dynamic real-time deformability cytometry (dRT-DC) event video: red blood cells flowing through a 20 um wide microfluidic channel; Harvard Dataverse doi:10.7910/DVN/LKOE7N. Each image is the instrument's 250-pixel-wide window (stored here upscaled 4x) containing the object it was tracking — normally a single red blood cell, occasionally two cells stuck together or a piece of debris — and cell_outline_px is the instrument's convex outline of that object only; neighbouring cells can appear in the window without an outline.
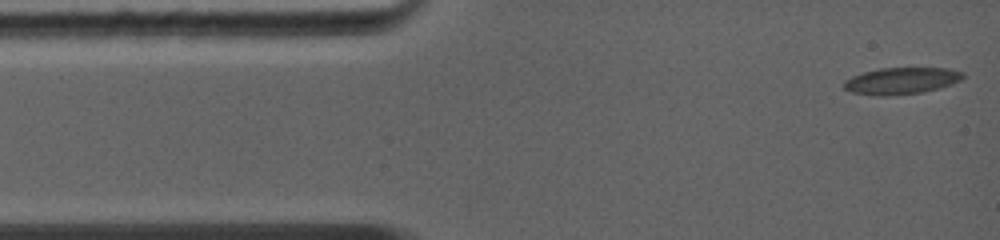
{"species": "common noctule bat (a hibernating species)", "species_latin": "Nyctalus noctula", "temperature_condition": "warm", "stored_images_in_passage": 8, "camera_frame_rate_fps": 5000, "um_per_image_px": 0.085, "animal": {"sex": "female", "body_mass_g": 19.0, "forearm_length_mm": 56.7}, "frame": {"image": 1, "passage_image": 1, "time_ms": 0.0, "image_size_px": [1000, 240], "cell_outline_px": [[964, 76], [960, 80], [940, 88], [924, 92], [884, 96], [876, 96], [852, 92], [844, 88], [844, 80], [852, 76], [864, 72], [880, 68], [948, 68], [964, 72]], "centroid_in_image_um": [76.62, 6.87], "position_along_channel_um": 8.4, "area_um2": 18.5}}
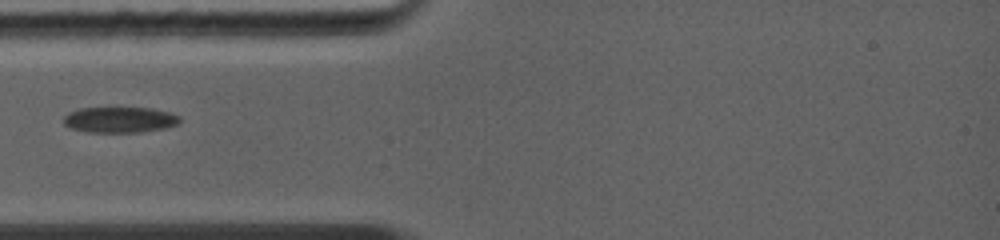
{"frame": {"image": 2, "passage_image": 5, "time_ms": 3.2, "image_size_px": [1000, 240], "cell_outline_px": [[180, 120], [176, 124], [164, 128], [140, 132], [88, 132], [72, 128], [64, 124], [64, 116], [68, 112], [80, 108], [152, 108], [172, 112], [180, 116]], "centroid_in_image_um": [10.19, 10.17], "position_along_channel_um": 74.8, "area_um2": 17.4}}
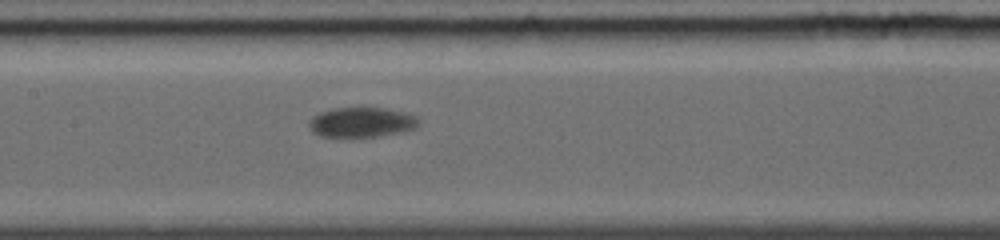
{"frame": {"image": 3, "passage_image": 8, "time_ms": 5.6, "image_size_px": [1000, 240], "cell_outline_px": [[420, 124], [416, 128], [400, 132], [380, 136], [320, 136], [312, 132], [308, 128], [308, 120], [312, 116], [320, 112], [336, 108], [388, 108], [420, 116]], "centroid_in_image_um": [30.76, 10.38], "position_along_channel_um": 176.6, "area_um2": 19.31}}